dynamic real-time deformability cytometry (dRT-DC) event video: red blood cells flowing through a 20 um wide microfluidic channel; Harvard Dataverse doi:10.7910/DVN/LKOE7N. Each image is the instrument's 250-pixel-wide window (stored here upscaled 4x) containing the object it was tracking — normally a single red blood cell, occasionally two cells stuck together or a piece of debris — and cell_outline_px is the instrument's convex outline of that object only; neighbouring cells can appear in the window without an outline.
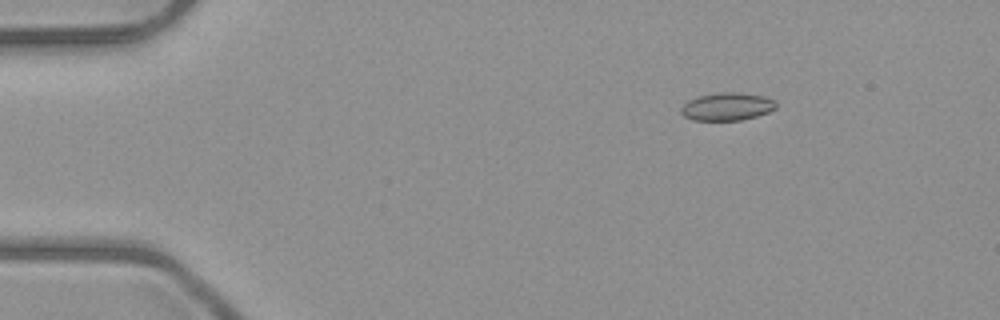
{"species": "common noctule bat (a hibernating species)", "species_latin": "Nyctalus noctula", "temperature_condition": "room temperature", "stored_images_in_passage": 4, "camera_frame_rate_fps": 3000, "um_per_image_px": 0.085, "animal": {"sex": "male", "body_mass_g": 23.1, "forearm_length_mm": 52.7}, "frame": {"image": 1, "passage_image": 2, "time_ms": 1.0, "image_size_px": [1000, 320], "cell_outline_px": [[776, 108], [768, 112], [756, 116], [740, 120], [692, 120], [684, 116], [680, 112], [680, 108], [688, 100], [696, 96], [720, 92], [736, 92], [764, 96], [776, 100]], "centroid_in_image_um": [61.79, 9.05], "position_along_channel_um": 23.2, "area_um2": 15.49}}